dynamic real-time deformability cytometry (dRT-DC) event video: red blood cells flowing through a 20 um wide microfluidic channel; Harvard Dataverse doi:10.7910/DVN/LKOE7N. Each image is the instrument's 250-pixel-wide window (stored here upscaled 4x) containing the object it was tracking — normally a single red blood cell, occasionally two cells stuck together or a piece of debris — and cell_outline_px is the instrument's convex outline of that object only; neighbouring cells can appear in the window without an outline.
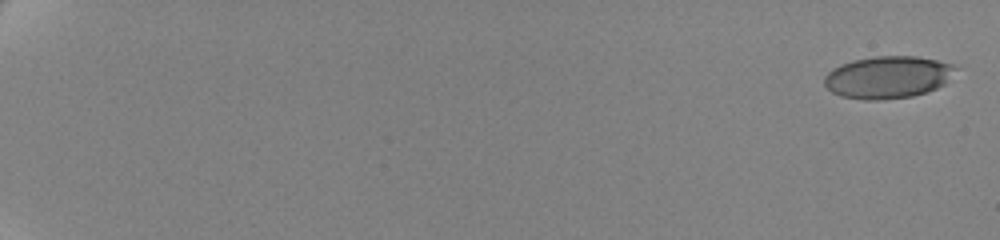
{"species": "human", "species_latin": "Homo sapiens", "temperature_condition": "cold", "stored_images_in_passage": 61, "camera_frame_rate_fps": 3000, "um_per_image_px": 0.085, "donor": {"sex": "female"}, "frame": {"image": 1, "passage_image": 1, "time_ms": 0.0, "image_size_px": [1000, 240], "cell_outline_px": [[960, 68], [944, 84], [936, 88], [912, 96], [880, 100], [864, 100], [840, 96], [832, 92], [824, 84], [824, 76], [832, 68], [840, 64], [856, 60], [876, 56], [916, 56], [936, 60], [952, 64]], "centroid_in_image_um": [75.47, 6.56], "position_along_channel_um": 9.5, "area_um2": 32.37}}
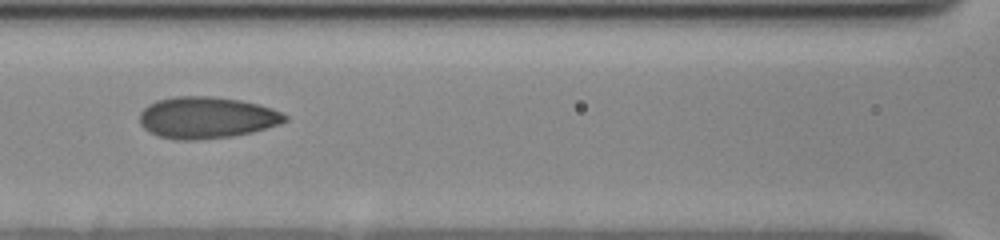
{"frame": {"image": 2, "passage_image": 32, "time_ms": 10.333, "image_size_px": [1000, 240], "cell_outline_px": [[288, 120], [280, 124], [252, 132], [232, 136], [196, 140], [176, 140], [160, 136], [148, 132], [140, 124], [140, 112], [148, 104], [156, 100], [176, 96], [216, 96], [240, 100], [272, 108], [284, 112], [288, 116]], "centroid_in_image_um": [17.57, 9.99], "position_along_channel_um": 149.0, "area_um2": 35.49}}
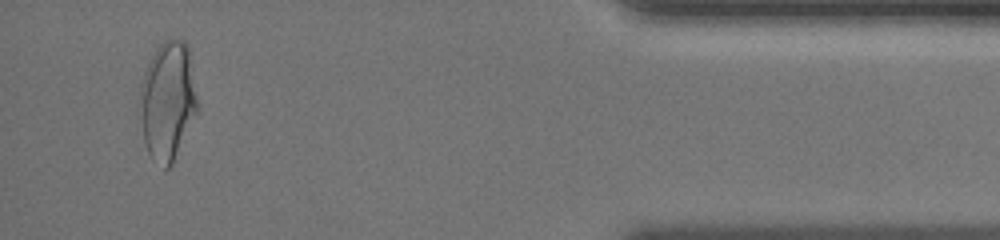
{"frame": {"image": 3, "passage_image": 59, "time_ms": 19.333, "image_size_px": [1000, 240], "cell_outline_px": [[200, 112], [172, 164], [168, 168], [164, 168], [152, 160], [144, 144], [136, 108], [140, 84], [144, 72], [156, 48], [164, 40], [172, 36], [184, 40], [188, 44]], "centroid_in_image_um": [14.24, 8.59], "position_along_channel_um": 421.0, "area_um2": 41.62}, "authors_computed_cell_mechanics": {"area_um2": 34.0442, "velocity_mm_per_s": 3.5018, "shape_relaxation_time_tau1_ms": 4.6013, "shape_relaxation_time_tau2_ms": 1.2794, "deformation_change_tau1": 0.145, "deformation_change_tau2": 0.0729}}